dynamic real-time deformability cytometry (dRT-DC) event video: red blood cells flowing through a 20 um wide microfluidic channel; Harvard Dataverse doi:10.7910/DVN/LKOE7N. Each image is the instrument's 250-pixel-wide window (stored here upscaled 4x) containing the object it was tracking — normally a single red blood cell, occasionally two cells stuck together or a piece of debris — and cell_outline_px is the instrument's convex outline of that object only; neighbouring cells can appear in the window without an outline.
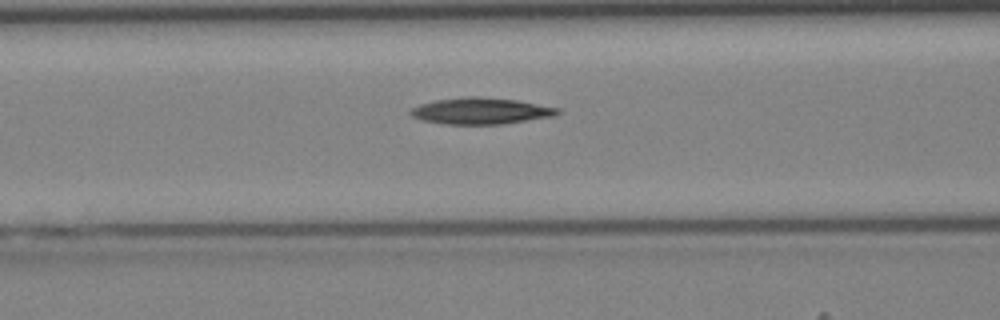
{"species": "Egyptian fruit bat (a non-hibernating species)", "species_latin": "Rousettus aegyptiacus", "temperature_condition": "cold", "stored_images_in_passage": 42, "camera_frame_rate_fps": 3000, "um_per_image_px": 0.085, "animal": {"sex": "female"}, "frame": {"image": 1, "passage_image": 17, "time_ms": 5.333, "image_size_px": [1000, 320], "cell_outline_px": [[564, 112], [556, 116], [500, 124], [448, 124], [424, 120], [412, 116], [408, 112], [412, 108], [420, 104], [436, 100], [464, 96], [480, 96], [516, 100], [560, 108]], "centroid_in_image_um": [40.93, 9.42], "position_along_channel_um": 125.7, "area_um2": 22.66}}
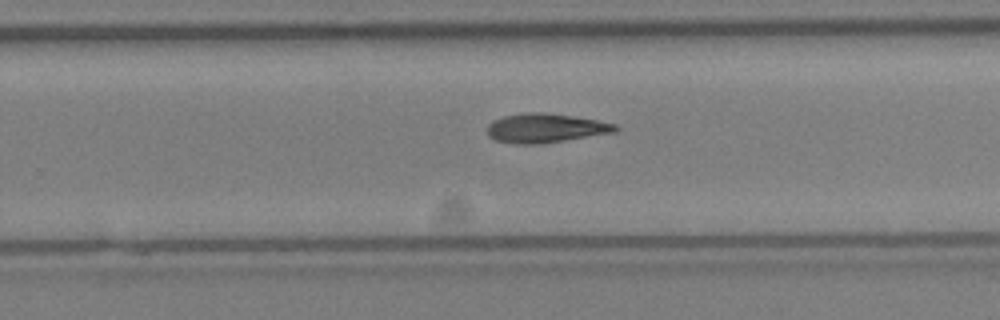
{"frame": {"image": 2, "passage_image": 27, "time_ms": 8.667, "image_size_px": [1000, 320], "cell_outline_px": [[620, 132], [540, 144], [516, 144], [496, 140], [488, 136], [488, 124], [492, 120], [504, 116], [524, 112], [544, 112], [572, 116], [596, 120], [616, 124], [620, 128]], "centroid_in_image_um": [46.4, 10.89], "position_along_channel_um": 283.4, "area_um2": 22.02}}
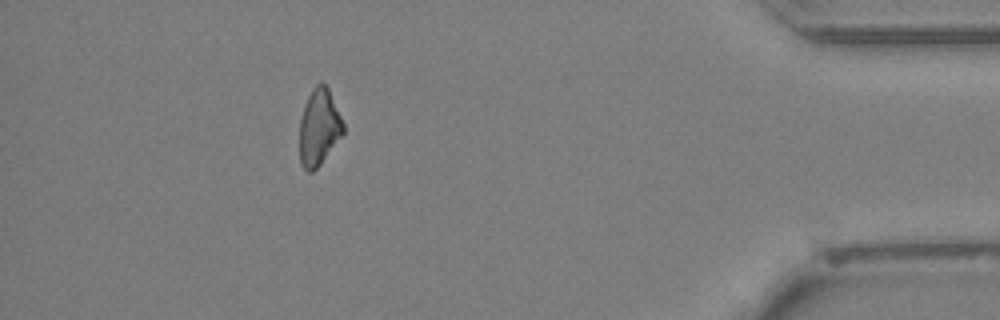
{"frame": {"image": 3, "passage_image": 38, "time_ms": 12.333, "image_size_px": [1000, 320], "cell_outline_px": [[344, 132], [320, 164], [312, 172], [308, 172], [300, 164], [300, 120], [304, 104], [312, 88], [320, 80], [328, 88], [344, 124]], "centroid_in_image_um": [27.1, 10.8], "position_along_channel_um": 408.1, "area_um2": 19.31}}